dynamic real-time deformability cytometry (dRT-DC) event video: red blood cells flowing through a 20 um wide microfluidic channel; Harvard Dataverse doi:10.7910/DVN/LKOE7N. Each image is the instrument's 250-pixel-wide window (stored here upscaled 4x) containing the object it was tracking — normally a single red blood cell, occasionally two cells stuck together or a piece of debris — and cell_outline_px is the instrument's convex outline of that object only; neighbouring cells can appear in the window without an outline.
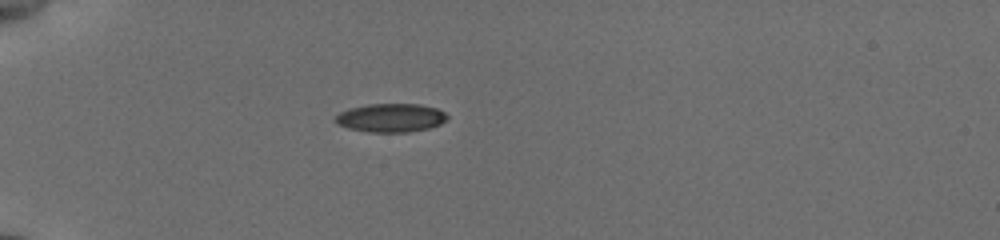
{"species": "common noctule bat (a hibernating species)", "species_latin": "Nyctalus noctula", "temperature_condition": "cold", "stored_images_in_passage": 39, "camera_frame_rate_fps": 3000, "um_per_image_px": 0.085, "animal": {"sex": "female", "body_mass_g": 19.5, "forearm_length_mm": 54.1}, "frame": {"image": 1, "passage_image": 1, "time_ms": 0.0, "image_size_px": [1000, 240], "cell_outline_px": [[448, 120], [440, 124], [428, 128], [408, 132], [368, 132], [348, 128], [336, 124], [332, 120], [340, 112], [348, 108], [368, 104], [420, 104], [436, 108], [444, 112], [448, 116]], "centroid_in_image_um": [33.19, 10.01], "position_along_channel_um": 51.8, "area_um2": 18.79}}
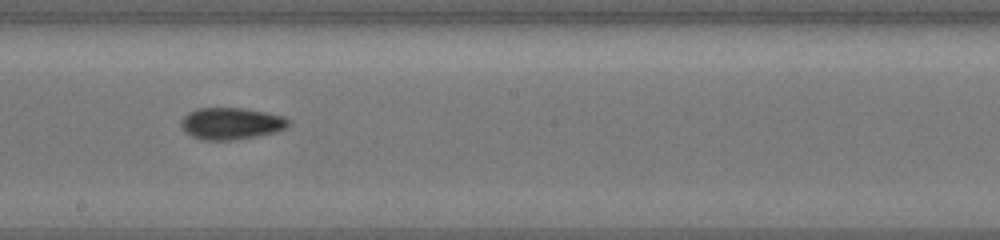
{"frame": {"image": 2, "passage_image": 17, "time_ms": 5.333, "image_size_px": [1000, 240], "cell_outline_px": [[292, 120], [284, 128], [276, 132], [256, 136], [232, 140], [204, 140], [192, 136], [184, 132], [180, 124], [180, 120], [188, 112], [200, 108], [244, 108], [284, 116]], "centroid_in_image_um": [19.63, 10.49], "position_along_channel_um": 228.6, "area_um2": 19.94}}
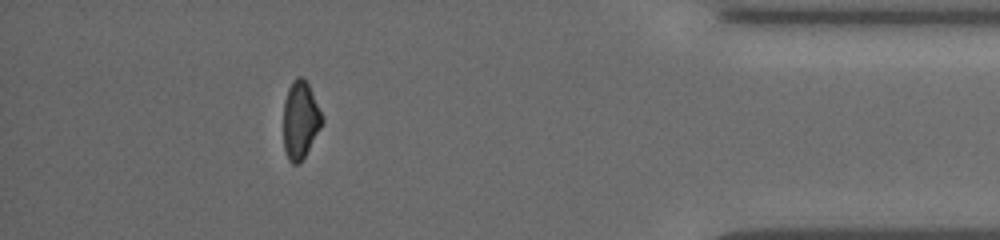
{"frame": {"image": 3, "passage_image": 34, "time_ms": 11.0, "image_size_px": [1000, 240], "cell_outline_px": [[324, 120], [320, 128], [300, 164], [292, 164], [288, 160], [284, 148], [284, 100], [288, 88], [292, 80], [296, 76], [300, 76], [308, 84], [324, 116]], "centroid_in_image_um": [25.53, 10.19], "position_along_channel_um": 409.7, "area_um2": 17.51}, "authors_computed_cell_mechanics": {"area_um2": 18.7272, "velocity_mm_per_s": 3.8352, "shape_relaxation_time_tau1_ms": 1.937, "shape_relaxation_time_tau2_ms": 4.3418, "deformation_change_tau1": 0.1083, "deformation_change_tau2": 0.1019}}